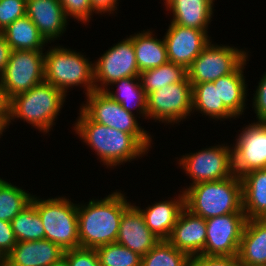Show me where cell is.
<instances>
[{
  "label": "cell",
  "instance_id": "obj_39",
  "mask_svg": "<svg viewBox=\"0 0 266 266\" xmlns=\"http://www.w3.org/2000/svg\"><path fill=\"white\" fill-rule=\"evenodd\" d=\"M253 100L258 122H266V72L259 82Z\"/></svg>",
  "mask_w": 266,
  "mask_h": 266
},
{
  "label": "cell",
  "instance_id": "obj_40",
  "mask_svg": "<svg viewBox=\"0 0 266 266\" xmlns=\"http://www.w3.org/2000/svg\"><path fill=\"white\" fill-rule=\"evenodd\" d=\"M117 1L118 0H90V4L92 6V13H99L103 12L104 14L110 12L109 14L113 13L117 9Z\"/></svg>",
  "mask_w": 266,
  "mask_h": 266
},
{
  "label": "cell",
  "instance_id": "obj_43",
  "mask_svg": "<svg viewBox=\"0 0 266 266\" xmlns=\"http://www.w3.org/2000/svg\"><path fill=\"white\" fill-rule=\"evenodd\" d=\"M9 117L10 116L0 115V136L2 135V132L4 131V129H6V127L9 126Z\"/></svg>",
  "mask_w": 266,
  "mask_h": 266
},
{
  "label": "cell",
  "instance_id": "obj_12",
  "mask_svg": "<svg viewBox=\"0 0 266 266\" xmlns=\"http://www.w3.org/2000/svg\"><path fill=\"white\" fill-rule=\"evenodd\" d=\"M139 74L133 36L130 35L107 50L94 63L95 90L105 91L108 88L106 86L113 82L127 77H139ZM97 82H101V85Z\"/></svg>",
  "mask_w": 266,
  "mask_h": 266
},
{
  "label": "cell",
  "instance_id": "obj_41",
  "mask_svg": "<svg viewBox=\"0 0 266 266\" xmlns=\"http://www.w3.org/2000/svg\"><path fill=\"white\" fill-rule=\"evenodd\" d=\"M11 51L12 49L10 45L0 33V76L3 74L4 69L9 61Z\"/></svg>",
  "mask_w": 266,
  "mask_h": 266
},
{
  "label": "cell",
  "instance_id": "obj_27",
  "mask_svg": "<svg viewBox=\"0 0 266 266\" xmlns=\"http://www.w3.org/2000/svg\"><path fill=\"white\" fill-rule=\"evenodd\" d=\"M192 110L200 111L213 119H227L235 116L219 100L218 84L204 82L192 87Z\"/></svg>",
  "mask_w": 266,
  "mask_h": 266
},
{
  "label": "cell",
  "instance_id": "obj_29",
  "mask_svg": "<svg viewBox=\"0 0 266 266\" xmlns=\"http://www.w3.org/2000/svg\"><path fill=\"white\" fill-rule=\"evenodd\" d=\"M136 81V83H135ZM138 81V82H137ZM117 84L118 93H112L109 89L105 92L113 98L116 102L120 103L122 107L128 112L132 113V109L138 108L140 114L147 118V95L141 86L139 77L122 78L112 83ZM134 100V101H133ZM132 103L133 108L131 107Z\"/></svg>",
  "mask_w": 266,
  "mask_h": 266
},
{
  "label": "cell",
  "instance_id": "obj_19",
  "mask_svg": "<svg viewBox=\"0 0 266 266\" xmlns=\"http://www.w3.org/2000/svg\"><path fill=\"white\" fill-rule=\"evenodd\" d=\"M26 15L48 42L66 30L67 17L59 0H27Z\"/></svg>",
  "mask_w": 266,
  "mask_h": 266
},
{
  "label": "cell",
  "instance_id": "obj_28",
  "mask_svg": "<svg viewBox=\"0 0 266 266\" xmlns=\"http://www.w3.org/2000/svg\"><path fill=\"white\" fill-rule=\"evenodd\" d=\"M188 77L187 69L181 65L167 62L157 68L140 72L141 86L146 95L164 86L184 81Z\"/></svg>",
  "mask_w": 266,
  "mask_h": 266
},
{
  "label": "cell",
  "instance_id": "obj_42",
  "mask_svg": "<svg viewBox=\"0 0 266 266\" xmlns=\"http://www.w3.org/2000/svg\"><path fill=\"white\" fill-rule=\"evenodd\" d=\"M10 102L9 98L3 84L0 81V115L1 116H10Z\"/></svg>",
  "mask_w": 266,
  "mask_h": 266
},
{
  "label": "cell",
  "instance_id": "obj_17",
  "mask_svg": "<svg viewBox=\"0 0 266 266\" xmlns=\"http://www.w3.org/2000/svg\"><path fill=\"white\" fill-rule=\"evenodd\" d=\"M167 240L190 258L202 254L206 243V220L184 207Z\"/></svg>",
  "mask_w": 266,
  "mask_h": 266
},
{
  "label": "cell",
  "instance_id": "obj_13",
  "mask_svg": "<svg viewBox=\"0 0 266 266\" xmlns=\"http://www.w3.org/2000/svg\"><path fill=\"white\" fill-rule=\"evenodd\" d=\"M246 221L245 213H230L206 219V243L202 255H238Z\"/></svg>",
  "mask_w": 266,
  "mask_h": 266
},
{
  "label": "cell",
  "instance_id": "obj_15",
  "mask_svg": "<svg viewBox=\"0 0 266 266\" xmlns=\"http://www.w3.org/2000/svg\"><path fill=\"white\" fill-rule=\"evenodd\" d=\"M207 32L171 23L163 37L168 61L188 69L210 43Z\"/></svg>",
  "mask_w": 266,
  "mask_h": 266
},
{
  "label": "cell",
  "instance_id": "obj_38",
  "mask_svg": "<svg viewBox=\"0 0 266 266\" xmlns=\"http://www.w3.org/2000/svg\"><path fill=\"white\" fill-rule=\"evenodd\" d=\"M16 244L11 222L0 220V261L4 260Z\"/></svg>",
  "mask_w": 266,
  "mask_h": 266
},
{
  "label": "cell",
  "instance_id": "obj_37",
  "mask_svg": "<svg viewBox=\"0 0 266 266\" xmlns=\"http://www.w3.org/2000/svg\"><path fill=\"white\" fill-rule=\"evenodd\" d=\"M190 266H241L237 255L233 256H205L191 257Z\"/></svg>",
  "mask_w": 266,
  "mask_h": 266
},
{
  "label": "cell",
  "instance_id": "obj_32",
  "mask_svg": "<svg viewBox=\"0 0 266 266\" xmlns=\"http://www.w3.org/2000/svg\"><path fill=\"white\" fill-rule=\"evenodd\" d=\"M190 257L168 240H160L145 256L141 266H190Z\"/></svg>",
  "mask_w": 266,
  "mask_h": 266
},
{
  "label": "cell",
  "instance_id": "obj_4",
  "mask_svg": "<svg viewBox=\"0 0 266 266\" xmlns=\"http://www.w3.org/2000/svg\"><path fill=\"white\" fill-rule=\"evenodd\" d=\"M65 98L62 90L44 81L11 98L9 123L20 118L47 133L54 125Z\"/></svg>",
  "mask_w": 266,
  "mask_h": 266
},
{
  "label": "cell",
  "instance_id": "obj_1",
  "mask_svg": "<svg viewBox=\"0 0 266 266\" xmlns=\"http://www.w3.org/2000/svg\"><path fill=\"white\" fill-rule=\"evenodd\" d=\"M130 204L123 193L116 191L104 199L90 200L87 206L78 205L80 247L96 249L116 243L121 217Z\"/></svg>",
  "mask_w": 266,
  "mask_h": 266
},
{
  "label": "cell",
  "instance_id": "obj_2",
  "mask_svg": "<svg viewBox=\"0 0 266 266\" xmlns=\"http://www.w3.org/2000/svg\"><path fill=\"white\" fill-rule=\"evenodd\" d=\"M79 114L74 130L107 167L130 162L149 151L133 135L96 123L82 110Z\"/></svg>",
  "mask_w": 266,
  "mask_h": 266
},
{
  "label": "cell",
  "instance_id": "obj_45",
  "mask_svg": "<svg viewBox=\"0 0 266 266\" xmlns=\"http://www.w3.org/2000/svg\"><path fill=\"white\" fill-rule=\"evenodd\" d=\"M0 266H7L3 261H0Z\"/></svg>",
  "mask_w": 266,
  "mask_h": 266
},
{
  "label": "cell",
  "instance_id": "obj_22",
  "mask_svg": "<svg viewBox=\"0 0 266 266\" xmlns=\"http://www.w3.org/2000/svg\"><path fill=\"white\" fill-rule=\"evenodd\" d=\"M214 0H167L166 9L173 13L171 23L207 31L213 14ZM169 8V9H168Z\"/></svg>",
  "mask_w": 266,
  "mask_h": 266
},
{
  "label": "cell",
  "instance_id": "obj_3",
  "mask_svg": "<svg viewBox=\"0 0 266 266\" xmlns=\"http://www.w3.org/2000/svg\"><path fill=\"white\" fill-rule=\"evenodd\" d=\"M184 207L202 218L244 213L242 182L239 176L201 182L184 189Z\"/></svg>",
  "mask_w": 266,
  "mask_h": 266
},
{
  "label": "cell",
  "instance_id": "obj_8",
  "mask_svg": "<svg viewBox=\"0 0 266 266\" xmlns=\"http://www.w3.org/2000/svg\"><path fill=\"white\" fill-rule=\"evenodd\" d=\"M247 58V53L241 49L210 42L187 69L188 79L192 87L198 83L213 82L233 73Z\"/></svg>",
  "mask_w": 266,
  "mask_h": 266
},
{
  "label": "cell",
  "instance_id": "obj_5",
  "mask_svg": "<svg viewBox=\"0 0 266 266\" xmlns=\"http://www.w3.org/2000/svg\"><path fill=\"white\" fill-rule=\"evenodd\" d=\"M44 56V80L65 94L69 87L83 85L85 94L95 90L94 63L81 53L64 47H52Z\"/></svg>",
  "mask_w": 266,
  "mask_h": 266
},
{
  "label": "cell",
  "instance_id": "obj_9",
  "mask_svg": "<svg viewBox=\"0 0 266 266\" xmlns=\"http://www.w3.org/2000/svg\"><path fill=\"white\" fill-rule=\"evenodd\" d=\"M44 56L43 51H11L9 61L0 76L10 99L45 81Z\"/></svg>",
  "mask_w": 266,
  "mask_h": 266
},
{
  "label": "cell",
  "instance_id": "obj_16",
  "mask_svg": "<svg viewBox=\"0 0 266 266\" xmlns=\"http://www.w3.org/2000/svg\"><path fill=\"white\" fill-rule=\"evenodd\" d=\"M159 241L146 225L139 207L130 204L121 217L116 243L143 257Z\"/></svg>",
  "mask_w": 266,
  "mask_h": 266
},
{
  "label": "cell",
  "instance_id": "obj_20",
  "mask_svg": "<svg viewBox=\"0 0 266 266\" xmlns=\"http://www.w3.org/2000/svg\"><path fill=\"white\" fill-rule=\"evenodd\" d=\"M237 256L241 266H266V219L246 221Z\"/></svg>",
  "mask_w": 266,
  "mask_h": 266
},
{
  "label": "cell",
  "instance_id": "obj_26",
  "mask_svg": "<svg viewBox=\"0 0 266 266\" xmlns=\"http://www.w3.org/2000/svg\"><path fill=\"white\" fill-rule=\"evenodd\" d=\"M152 35L150 30L133 35V47L139 72L157 68L168 62L164 38L157 39Z\"/></svg>",
  "mask_w": 266,
  "mask_h": 266
},
{
  "label": "cell",
  "instance_id": "obj_44",
  "mask_svg": "<svg viewBox=\"0 0 266 266\" xmlns=\"http://www.w3.org/2000/svg\"><path fill=\"white\" fill-rule=\"evenodd\" d=\"M50 266H69V264H68L67 260L64 257H62L58 262L53 263Z\"/></svg>",
  "mask_w": 266,
  "mask_h": 266
},
{
  "label": "cell",
  "instance_id": "obj_30",
  "mask_svg": "<svg viewBox=\"0 0 266 266\" xmlns=\"http://www.w3.org/2000/svg\"><path fill=\"white\" fill-rule=\"evenodd\" d=\"M17 242L45 239V230L37 209L30 203L12 221Z\"/></svg>",
  "mask_w": 266,
  "mask_h": 266
},
{
  "label": "cell",
  "instance_id": "obj_25",
  "mask_svg": "<svg viewBox=\"0 0 266 266\" xmlns=\"http://www.w3.org/2000/svg\"><path fill=\"white\" fill-rule=\"evenodd\" d=\"M0 33L12 50L43 51V45L48 43L27 15L18 18Z\"/></svg>",
  "mask_w": 266,
  "mask_h": 266
},
{
  "label": "cell",
  "instance_id": "obj_36",
  "mask_svg": "<svg viewBox=\"0 0 266 266\" xmlns=\"http://www.w3.org/2000/svg\"><path fill=\"white\" fill-rule=\"evenodd\" d=\"M63 6L65 16L73 17L86 24L92 14L90 0H59Z\"/></svg>",
  "mask_w": 266,
  "mask_h": 266
},
{
  "label": "cell",
  "instance_id": "obj_7",
  "mask_svg": "<svg viewBox=\"0 0 266 266\" xmlns=\"http://www.w3.org/2000/svg\"><path fill=\"white\" fill-rule=\"evenodd\" d=\"M87 96V103L80 108L92 121L133 135L147 150L151 135L139 126L134 113L125 110L105 91L94 90Z\"/></svg>",
  "mask_w": 266,
  "mask_h": 266
},
{
  "label": "cell",
  "instance_id": "obj_35",
  "mask_svg": "<svg viewBox=\"0 0 266 266\" xmlns=\"http://www.w3.org/2000/svg\"><path fill=\"white\" fill-rule=\"evenodd\" d=\"M63 257L67 260L69 266H100L96 249L74 248L64 251Z\"/></svg>",
  "mask_w": 266,
  "mask_h": 266
},
{
  "label": "cell",
  "instance_id": "obj_21",
  "mask_svg": "<svg viewBox=\"0 0 266 266\" xmlns=\"http://www.w3.org/2000/svg\"><path fill=\"white\" fill-rule=\"evenodd\" d=\"M177 198L156 202L145 210L139 208L146 225L159 240H167L170 237L178 216L184 208V193L182 192Z\"/></svg>",
  "mask_w": 266,
  "mask_h": 266
},
{
  "label": "cell",
  "instance_id": "obj_31",
  "mask_svg": "<svg viewBox=\"0 0 266 266\" xmlns=\"http://www.w3.org/2000/svg\"><path fill=\"white\" fill-rule=\"evenodd\" d=\"M31 199L30 193L0 178V220L11 222Z\"/></svg>",
  "mask_w": 266,
  "mask_h": 266
},
{
  "label": "cell",
  "instance_id": "obj_10",
  "mask_svg": "<svg viewBox=\"0 0 266 266\" xmlns=\"http://www.w3.org/2000/svg\"><path fill=\"white\" fill-rule=\"evenodd\" d=\"M179 164L193 180L191 185L201 182L224 180L233 176V150L229 146L218 145L198 153H190L179 158Z\"/></svg>",
  "mask_w": 266,
  "mask_h": 266
},
{
  "label": "cell",
  "instance_id": "obj_6",
  "mask_svg": "<svg viewBox=\"0 0 266 266\" xmlns=\"http://www.w3.org/2000/svg\"><path fill=\"white\" fill-rule=\"evenodd\" d=\"M34 196L30 203L41 217L45 239L56 243L64 251L79 248L78 204L65 197L41 200Z\"/></svg>",
  "mask_w": 266,
  "mask_h": 266
},
{
  "label": "cell",
  "instance_id": "obj_18",
  "mask_svg": "<svg viewBox=\"0 0 266 266\" xmlns=\"http://www.w3.org/2000/svg\"><path fill=\"white\" fill-rule=\"evenodd\" d=\"M63 253L64 250L47 239L19 241L3 262L7 266H50L58 262Z\"/></svg>",
  "mask_w": 266,
  "mask_h": 266
},
{
  "label": "cell",
  "instance_id": "obj_34",
  "mask_svg": "<svg viewBox=\"0 0 266 266\" xmlns=\"http://www.w3.org/2000/svg\"><path fill=\"white\" fill-rule=\"evenodd\" d=\"M27 0H0V32L26 15Z\"/></svg>",
  "mask_w": 266,
  "mask_h": 266
},
{
  "label": "cell",
  "instance_id": "obj_33",
  "mask_svg": "<svg viewBox=\"0 0 266 266\" xmlns=\"http://www.w3.org/2000/svg\"><path fill=\"white\" fill-rule=\"evenodd\" d=\"M100 266H141L142 256L118 243L96 248Z\"/></svg>",
  "mask_w": 266,
  "mask_h": 266
},
{
  "label": "cell",
  "instance_id": "obj_23",
  "mask_svg": "<svg viewBox=\"0 0 266 266\" xmlns=\"http://www.w3.org/2000/svg\"><path fill=\"white\" fill-rule=\"evenodd\" d=\"M240 179L247 220L266 219V169L248 171Z\"/></svg>",
  "mask_w": 266,
  "mask_h": 266
},
{
  "label": "cell",
  "instance_id": "obj_11",
  "mask_svg": "<svg viewBox=\"0 0 266 266\" xmlns=\"http://www.w3.org/2000/svg\"><path fill=\"white\" fill-rule=\"evenodd\" d=\"M192 85L188 77L147 94V117L178 123L192 111ZM177 121V122H176Z\"/></svg>",
  "mask_w": 266,
  "mask_h": 266
},
{
  "label": "cell",
  "instance_id": "obj_24",
  "mask_svg": "<svg viewBox=\"0 0 266 266\" xmlns=\"http://www.w3.org/2000/svg\"><path fill=\"white\" fill-rule=\"evenodd\" d=\"M246 60L231 74L221 76L213 81L218 84L219 100L236 117L242 115L245 110L246 82L243 76V69Z\"/></svg>",
  "mask_w": 266,
  "mask_h": 266
},
{
  "label": "cell",
  "instance_id": "obj_14",
  "mask_svg": "<svg viewBox=\"0 0 266 266\" xmlns=\"http://www.w3.org/2000/svg\"><path fill=\"white\" fill-rule=\"evenodd\" d=\"M233 148V170L241 177L248 171L266 169V122L247 125Z\"/></svg>",
  "mask_w": 266,
  "mask_h": 266
}]
</instances>
